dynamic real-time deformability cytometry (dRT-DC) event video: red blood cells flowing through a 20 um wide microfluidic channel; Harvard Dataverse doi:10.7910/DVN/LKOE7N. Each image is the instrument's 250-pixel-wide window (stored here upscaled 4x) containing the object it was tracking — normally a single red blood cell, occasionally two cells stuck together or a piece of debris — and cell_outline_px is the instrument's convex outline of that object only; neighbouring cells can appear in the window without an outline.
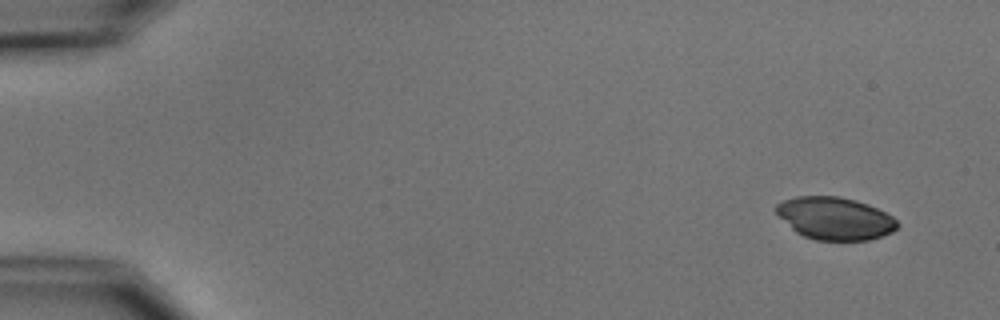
{"species": "common noctule bat (a hibernating species)", "species_latin": "Nyctalus noctula", "temperature_condition": "cold", "stored_images_in_passage": 8, "camera_frame_rate_fps": 3000, "um_per_image_px": 0.085, "animal": {"sex": "male", "body_mass_g": 15.6}, "frame": {"image": 1, "passage_image": 1, "time_ms": 0.0, "image_size_px": [1000, 320], "cell_outline_px": [[900, 228], [892, 232], [868, 240], [816, 240], [804, 236], [796, 232], [772, 208], [776, 204], [784, 200], [796, 196], [840, 196], [856, 200], [868, 204], [892, 216], [900, 224]], "centroid_in_image_um": [70.98, 18.55], "position_along_channel_um": 14.0, "area_um2": 30.06}}
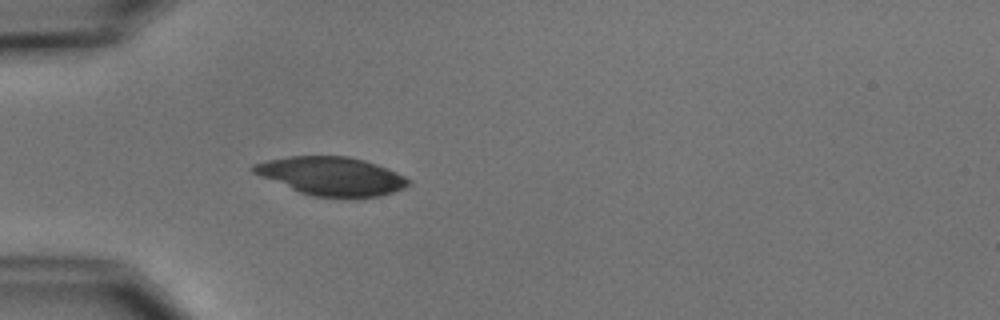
{"frame": {"image": 2, "passage_image": 4, "time_ms": 4.333, "image_size_px": [1000, 320], "cell_outline_px": [[412, 180], [404, 188], [396, 192], [380, 196], [312, 196], [300, 192], [260, 176], [252, 172], [248, 168], [252, 164], [268, 160], [288, 156], [348, 156], [364, 160], [388, 168]], "centroid_in_image_um": [28.17, 14.95], "position_along_channel_um": 56.8, "area_um2": 34.45}}